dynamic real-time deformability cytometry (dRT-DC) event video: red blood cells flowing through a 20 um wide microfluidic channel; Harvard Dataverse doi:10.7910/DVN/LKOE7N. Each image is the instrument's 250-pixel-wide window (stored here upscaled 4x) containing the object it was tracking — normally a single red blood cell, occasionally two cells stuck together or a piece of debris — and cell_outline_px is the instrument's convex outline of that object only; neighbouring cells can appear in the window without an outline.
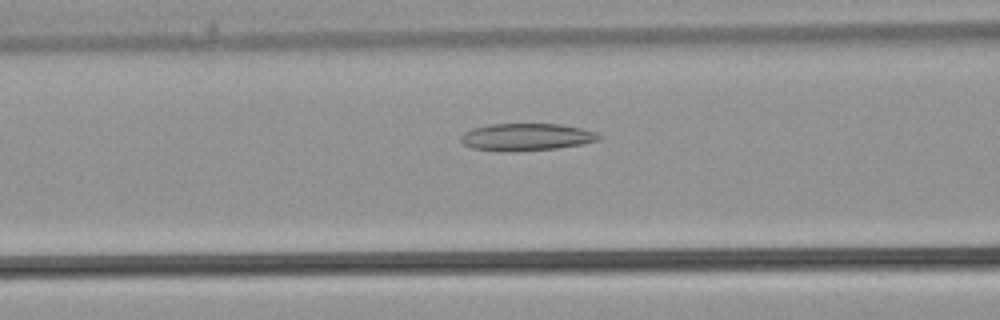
{"species": "common noctule bat (a hibernating species)", "species_latin": "Nyctalus noctula", "temperature_condition": "warm", "stored_images_in_passage": 34, "camera_frame_rate_fps": 3000, "um_per_image_px": 0.085, "animal": {"sex": "male", "body_mass_g": 21.5, "forearm_length_mm": 52.0}, "frame": {"image": 1, "passage_image": 14, "time_ms": 4.333, "image_size_px": [1000, 320], "cell_outline_px": [[600, 140], [584, 144], [556, 148], [516, 152], [512, 152], [472, 148], [464, 144], [460, 140], [460, 136], [464, 132], [472, 128], [488, 124], [560, 124], [580, 128], [596, 132], [600, 136]], "centroid_in_image_um": [44.73, 11.65], "position_along_channel_um": 121.9, "area_um2": 22.02}}
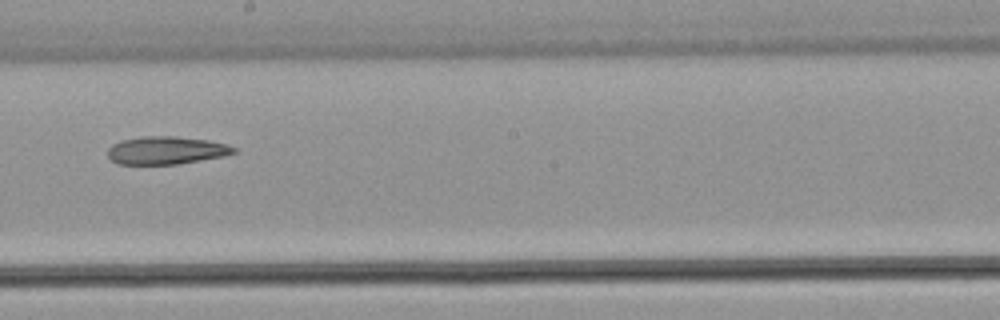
{"frame": {"image": 2, "passage_image": 20, "time_ms": 6.333, "image_size_px": [1000, 320], "cell_outline_px": [[236, 152], [224, 156], [176, 164], [116, 164], [108, 156], [108, 148], [112, 144], [120, 140], [140, 136], [176, 136], [208, 140], [228, 144], [236, 148]], "centroid_in_image_um": [14.11, 12.77], "position_along_channel_um": 234.1, "area_um2": 20.58}}
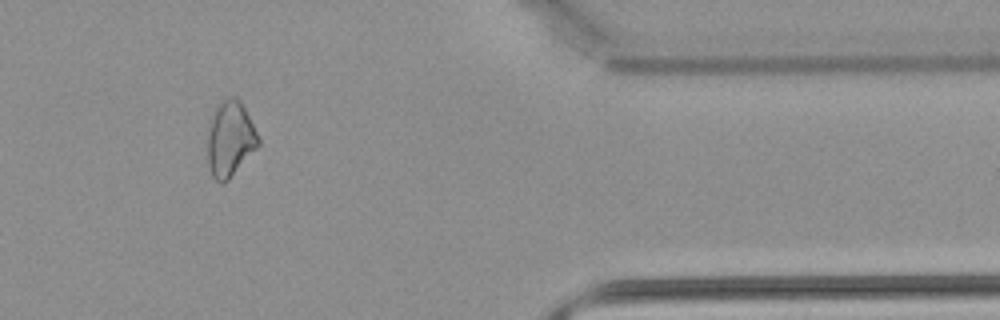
{"frame": {"image": 3, "passage_image": 30, "time_ms": 9.667, "image_size_px": [1000, 320], "cell_outline_px": [[260, 144], [228, 180], [216, 180], [212, 176], [208, 164], [208, 124], [212, 112], [224, 100], [232, 96], [236, 96], [240, 100], [260, 140]], "centroid_in_image_um": [19.54, 11.79], "position_along_channel_um": 391.9, "area_um2": 21.91}}